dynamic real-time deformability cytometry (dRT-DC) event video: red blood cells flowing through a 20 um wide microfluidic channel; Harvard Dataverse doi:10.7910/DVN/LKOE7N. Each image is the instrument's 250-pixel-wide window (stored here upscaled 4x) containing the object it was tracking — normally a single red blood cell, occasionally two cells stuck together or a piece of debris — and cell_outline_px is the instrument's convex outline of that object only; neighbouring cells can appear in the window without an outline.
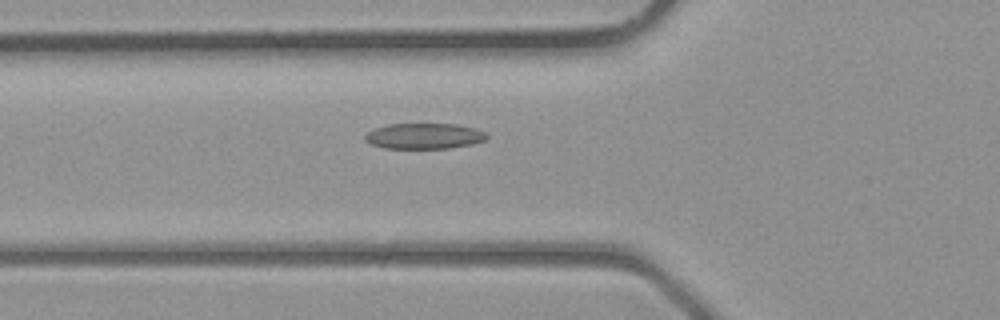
{"species": "common noctule bat (a hibernating species)", "species_latin": "Nyctalus noctula", "temperature_condition": "room temperature", "stored_images_in_passage": 40, "camera_frame_rate_fps": 3000, "um_per_image_px": 0.085, "animal": {"sex": "male", "body_mass_g": 23.1, "forearm_length_mm": 52.7}, "frame": {"image": 1, "passage_image": 15, "time_ms": 4.667, "image_size_px": [1000, 320], "cell_outline_px": [[488, 136], [484, 140], [472, 144], [448, 148], [384, 148], [372, 144], [364, 140], [364, 136], [368, 132], [376, 128], [388, 124], [456, 124], [476, 128], [484, 132]], "centroid_in_image_um": [36.05, 11.56], "position_along_channel_um": 89.7, "area_um2": 18.09}}
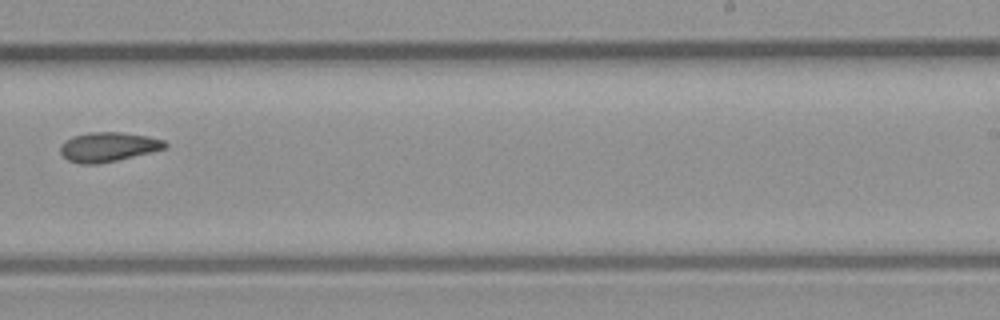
{"frame": {"image": 2, "passage_image": 26, "time_ms": 8.333, "image_size_px": [1000, 320], "cell_outline_px": [[168, 148], [152, 152], [116, 160], [96, 164], [80, 164], [68, 160], [60, 152], [60, 144], [64, 140], [72, 136], [88, 132], [120, 132], [148, 136], [164, 140], [168, 144]], "centroid_in_image_um": [9.19, 12.48], "position_along_channel_um": 279.8, "area_um2": 18.09}}
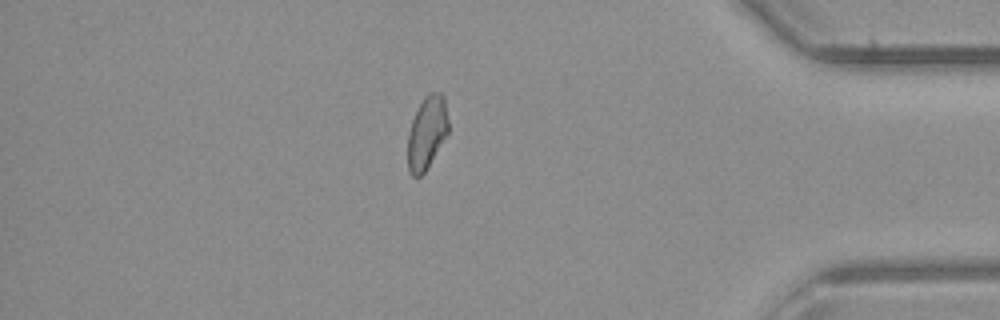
{"frame": {"image": 3, "passage_image": 35, "time_ms": 11.333, "image_size_px": [1000, 320], "cell_outline_px": [[448, 132], [424, 172], [420, 176], [412, 176], [408, 168], [408, 132], [412, 120], [424, 96], [428, 92], [440, 92], [444, 96], [448, 120]], "centroid_in_image_um": [36.28, 11.24], "position_along_channel_um": 398.9, "area_um2": 16.99}}